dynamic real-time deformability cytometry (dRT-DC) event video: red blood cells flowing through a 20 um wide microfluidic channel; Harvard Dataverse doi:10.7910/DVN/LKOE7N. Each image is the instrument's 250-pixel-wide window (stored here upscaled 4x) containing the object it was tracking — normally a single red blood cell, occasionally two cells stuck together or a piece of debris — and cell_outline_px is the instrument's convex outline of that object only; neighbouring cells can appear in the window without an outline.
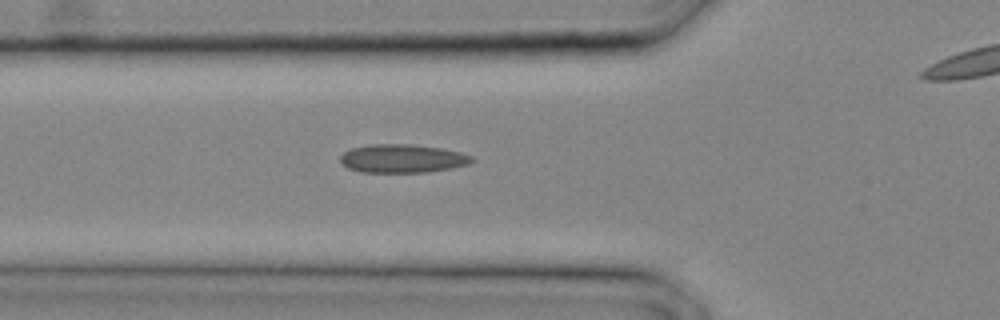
{"species": "common noctule bat (a hibernating species)", "species_latin": "Nyctalus noctula", "temperature_condition": "cold", "stored_images_in_passage": 4, "camera_frame_rate_fps": 3000, "um_per_image_px": 0.085, "animal": {"sex": "male", "body_mass_g": 20.4}, "frame": {"image": 1, "passage_image": 2, "time_ms": 0.333, "image_size_px": [1000, 320], "cell_outline_px": [[476, 160], [468, 164], [452, 168], [428, 172], [360, 172], [348, 168], [340, 160], [340, 156], [344, 152], [352, 148], [372, 144], [412, 144], [440, 148], [460, 152], [472, 156]], "centroid_in_image_um": [34.23, 13.47], "position_along_channel_um": 91.6, "area_um2": 21.79}}